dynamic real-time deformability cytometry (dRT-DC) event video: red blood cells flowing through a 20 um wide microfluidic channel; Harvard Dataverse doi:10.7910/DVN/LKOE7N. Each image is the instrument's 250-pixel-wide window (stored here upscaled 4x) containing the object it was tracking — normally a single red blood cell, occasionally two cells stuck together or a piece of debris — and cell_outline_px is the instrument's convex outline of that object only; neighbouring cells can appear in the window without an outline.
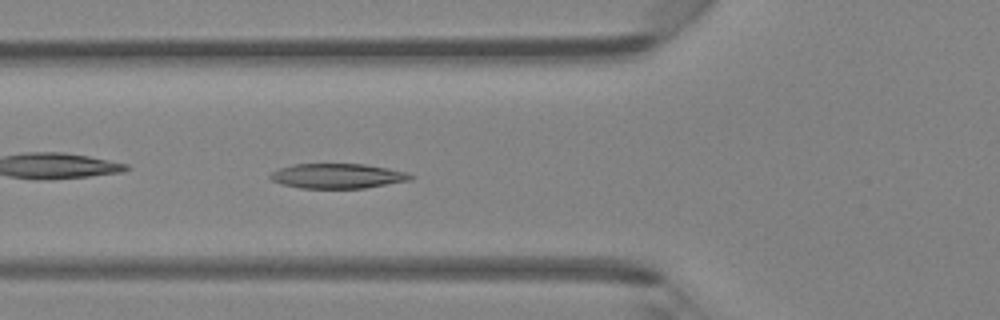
{"species": "Egyptian fruit bat (a non-hibernating species)", "species_latin": "Rousettus aegyptiacus", "temperature_condition": "room temperature", "stored_images_in_passage": 45, "camera_frame_rate_fps": 3000, "um_per_image_px": 0.085, "animal": {"sex": "female"}, "frame": {"image": 1, "passage_image": 16, "time_ms": 5.0, "image_size_px": [1000, 320], "cell_outline_px": [[416, 176], [412, 180], [364, 188], [300, 188], [280, 184], [272, 180], [268, 176], [276, 168], [292, 164], [364, 164], [388, 168], [408, 172]], "centroid_in_image_um": [28.69, 14.95], "position_along_channel_um": 97.1, "area_um2": 20.58}}
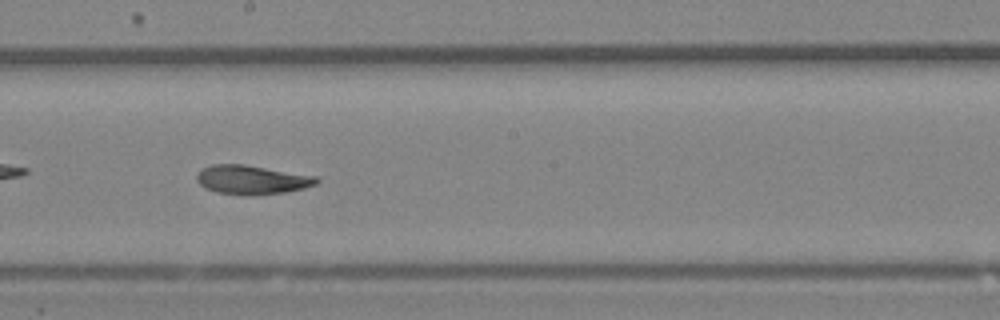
{"frame": {"image": 2, "passage_image": 25, "time_ms": 8.0, "image_size_px": [1000, 320], "cell_outline_px": [[320, 180], [316, 184], [304, 188], [284, 192], [252, 196], [216, 192], [204, 188], [196, 180], [196, 176], [204, 168], [212, 164], [244, 164], [316, 176]], "centroid_in_image_um": [21.41, 15.28], "position_along_channel_um": 226.8, "area_um2": 20.23}}
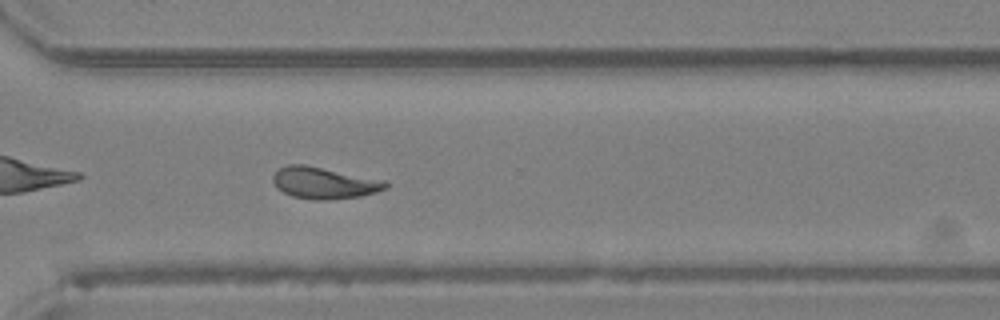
{"frame": {"image": 3, "passage_image": 33, "time_ms": 10.667, "image_size_px": [1000, 320], "cell_outline_px": [[388, 188], [376, 192], [360, 196], [328, 200], [312, 200], [292, 196], [276, 188], [272, 180], [272, 176], [280, 168], [288, 164], [304, 164], [384, 180], [388, 184]], "centroid_in_image_um": [27.53, 15.55], "position_along_channel_um": 343.1, "area_um2": 20.75}, "authors_computed_cell_mechanics": {"area_um2": 20.23, "velocity_mm_per_s": 4.3507, "shape_relaxation_time_tau1_ms": 3.5298, "shape_relaxation_time_tau2_ms": 2.5647, "deformation_change_tau1": 0.1508, "deformation_change_tau2": 0.098}}